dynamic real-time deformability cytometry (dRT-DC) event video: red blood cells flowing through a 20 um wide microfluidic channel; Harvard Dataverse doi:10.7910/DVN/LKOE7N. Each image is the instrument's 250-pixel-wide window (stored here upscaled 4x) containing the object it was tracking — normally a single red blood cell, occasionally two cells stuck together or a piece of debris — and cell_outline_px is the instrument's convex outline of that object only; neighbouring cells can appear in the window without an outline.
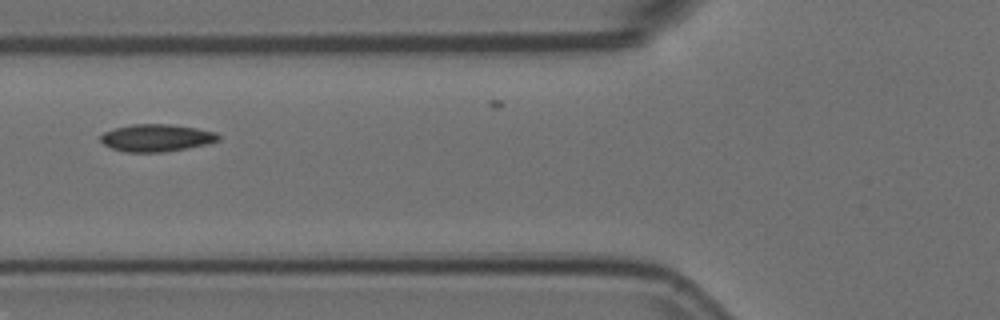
{"species": "Egyptian fruit bat (a non-hibernating species)", "species_latin": "Rousettus aegyptiacus", "temperature_condition": "room temperature", "stored_images_in_passage": 10, "segment_of_instrument_passage": [2, 2], "camera_frame_rate_fps": 3000, "um_per_image_px": 0.085, "animal": {"sex": "female"}, "frame": {"image": 1, "passage_image": 6, "time_ms": 1.667, "image_size_px": [1000, 320], "cell_outline_px": [[220, 140], [208, 144], [164, 152], [124, 152], [112, 148], [104, 144], [100, 140], [100, 136], [104, 132], [116, 128], [132, 124], [168, 124], [196, 128], [216, 132], [220, 136]], "centroid_in_image_um": [13.31, 11.72], "position_along_channel_um": 112.5, "area_um2": 18.73}}
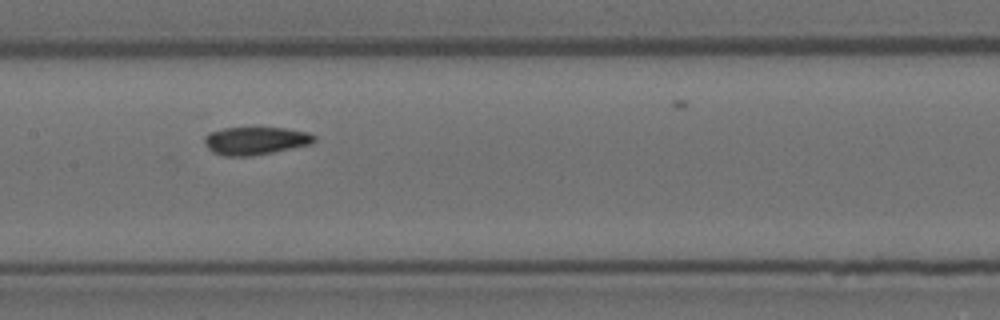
{"frame": {"image": 2, "passage_image": 8, "time_ms": 2.333, "image_size_px": [1000, 320], "cell_outline_px": [[316, 140], [312, 144], [252, 156], [224, 156], [212, 152], [204, 144], [204, 136], [208, 132], [224, 128], [284, 128], [308, 132], [316, 136]], "centroid_in_image_um": [21.7, 11.96], "position_along_channel_um": 185.7, "area_um2": 17.92}}
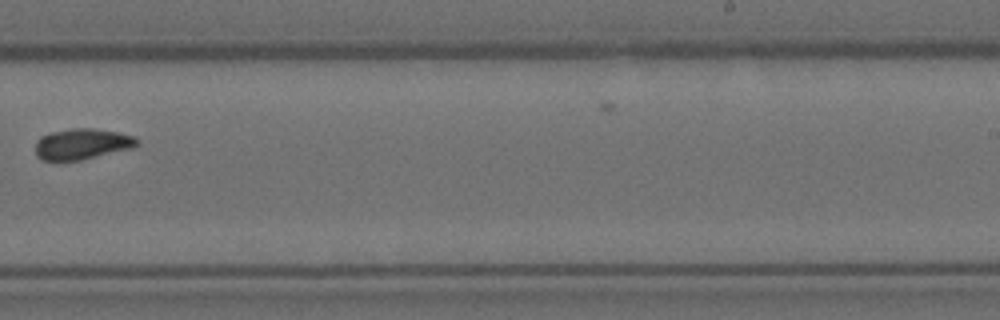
{"frame": {"image": 3, "passage_image": 10, "time_ms": 3.0, "image_size_px": [1000, 320], "cell_outline_px": [[140, 144], [132, 148], [80, 160], [40, 160], [36, 156], [36, 140], [40, 136], [52, 132], [72, 128], [92, 128], [116, 132], [136, 136], [140, 140]], "centroid_in_image_um": [6.99, 12.23], "position_along_channel_um": 282.0, "area_um2": 18.32}}